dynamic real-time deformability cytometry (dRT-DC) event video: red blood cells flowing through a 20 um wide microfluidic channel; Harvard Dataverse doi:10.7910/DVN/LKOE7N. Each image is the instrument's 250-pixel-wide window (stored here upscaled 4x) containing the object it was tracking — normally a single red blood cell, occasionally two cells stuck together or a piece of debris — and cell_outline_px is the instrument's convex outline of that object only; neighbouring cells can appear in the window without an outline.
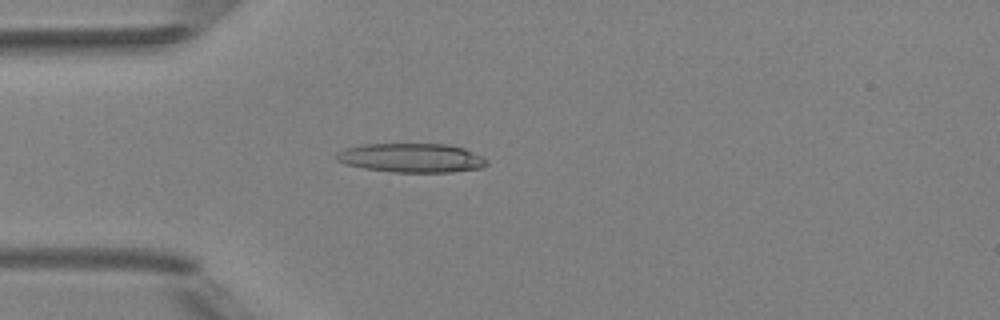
{"species": "Egyptian fruit bat (a non-hibernating species)", "species_latin": "Rousettus aegyptiacus", "temperature_condition": "room temperature", "stored_images_in_passage": 6, "camera_frame_rate_fps": 3000, "um_per_image_px": 0.085, "animal": {"sex": "female"}, "frame": {"image": 1, "passage_image": 6, "time_ms": 6.0, "image_size_px": [1000, 320], "cell_outline_px": [[488, 164], [480, 168], [452, 172], [392, 172], [364, 168], [348, 164], [336, 160], [336, 152], [344, 148], [364, 144], [448, 144], [464, 148], [488, 160]], "centroid_in_image_um": [34.97, 13.42], "position_along_channel_um": 50.0, "area_um2": 25.43}}